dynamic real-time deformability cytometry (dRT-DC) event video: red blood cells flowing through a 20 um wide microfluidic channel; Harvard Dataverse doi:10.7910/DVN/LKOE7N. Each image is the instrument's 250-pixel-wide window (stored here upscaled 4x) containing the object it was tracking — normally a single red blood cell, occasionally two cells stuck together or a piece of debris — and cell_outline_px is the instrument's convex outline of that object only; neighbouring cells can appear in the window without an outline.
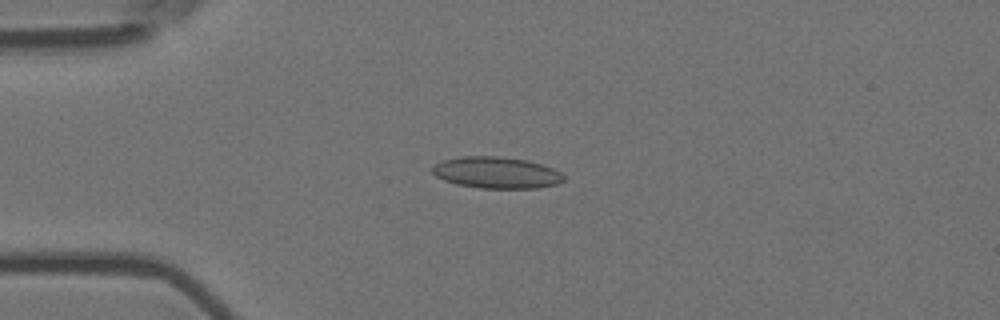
{"species": "Egyptian fruit bat (a non-hibernating species)", "species_latin": "Rousettus aegyptiacus", "temperature_condition": "room temperature", "stored_images_in_passage": 3, "camera_frame_rate_fps": 3000, "um_per_image_px": 0.085, "animal": {"sex": "female"}, "frame": {"image": 1, "passage_image": 2, "time_ms": 0.333, "image_size_px": [1000, 320], "cell_outline_px": [[564, 180], [556, 184], [536, 188], [480, 188], [456, 184], [444, 180], [436, 176], [432, 172], [432, 168], [436, 164], [444, 160], [460, 156], [500, 156], [528, 160], [552, 168], [560, 172], [564, 176]], "centroid_in_image_um": [42.19, 14.67], "position_along_channel_um": 42.8, "area_um2": 24.04}}